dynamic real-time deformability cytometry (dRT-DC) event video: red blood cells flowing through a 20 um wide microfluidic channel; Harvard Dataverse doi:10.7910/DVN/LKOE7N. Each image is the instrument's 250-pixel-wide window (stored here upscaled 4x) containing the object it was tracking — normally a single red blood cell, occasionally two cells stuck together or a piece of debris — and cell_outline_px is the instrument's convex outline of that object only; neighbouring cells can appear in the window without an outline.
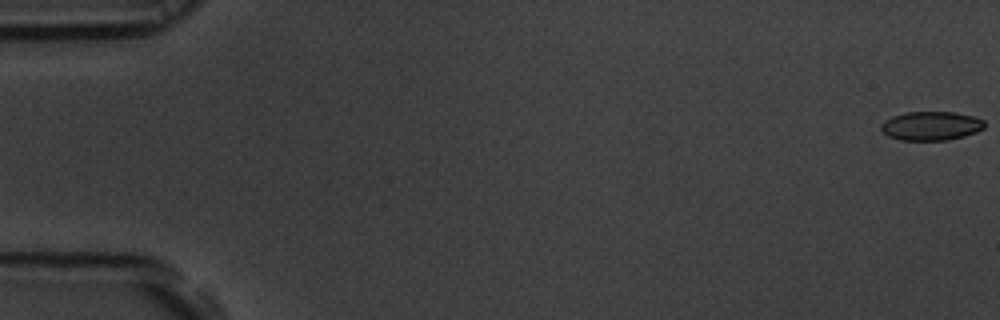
{"species": "common noctule bat (a hibernating species)", "species_latin": "Nyctalus noctula", "temperature_condition": "room temperature", "stored_images_in_passage": 55, "camera_frame_rate_fps": 3000, "um_per_image_px": 0.085, "animal": {"sex": "male", "body_mass_g": 19.5, "forearm_length_mm": 54.6}, "frame": {"image": 1, "passage_image": 1, "time_ms": 0.0, "image_size_px": [1000, 320], "cell_outline_px": [[984, 128], [976, 132], [964, 136], [948, 140], [900, 140], [888, 136], [880, 128], [880, 124], [884, 120], [892, 116], [908, 112], [956, 112], [972, 116], [984, 120]], "centroid_in_image_um": [79.13, 10.7], "position_along_channel_um": 5.9, "area_um2": 17.46}}
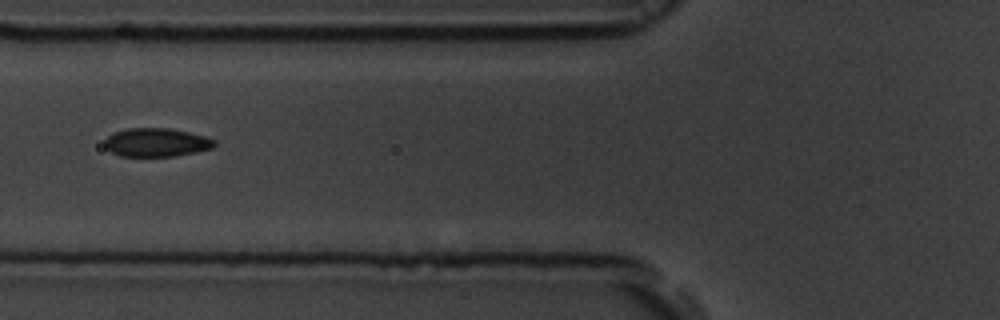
{"frame": {"image": 2, "passage_image": 22, "time_ms": 7.0, "image_size_px": [1000, 320], "cell_outline_px": [[216, 144], [212, 148], [196, 152], [176, 156], [120, 156], [112, 152], [104, 144], [104, 140], [112, 132], [128, 128], [168, 128], [188, 132], [204, 136], [216, 140]], "centroid_in_image_um": [13.29, 12.1], "position_along_channel_um": 112.5, "area_um2": 18.26}}
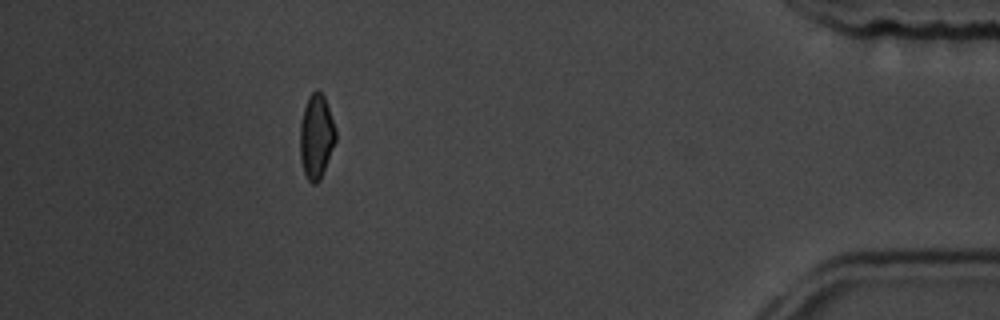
{"frame": {"image": 3, "passage_image": 50, "time_ms": 16.333, "image_size_px": [1000, 320], "cell_outline_px": [[336, 140], [320, 180], [316, 184], [312, 184], [308, 180], [304, 172], [300, 160], [300, 124], [304, 108], [308, 96], [316, 88], [324, 96], [336, 128]], "centroid_in_image_um": [26.88, 11.6], "position_along_channel_um": 408.3, "area_um2": 17.57}, "authors_computed_cell_mechanics": {"area_um2": 18.207, "velocity_mm_per_s": 3.745, "shape_relaxation_time_tau1_ms": 4.7721, "shape_relaxation_time_tau2_ms": 1.0736, "deformation_change_tau1": 0.1123, "deformation_change_tau2": 0.0666}}